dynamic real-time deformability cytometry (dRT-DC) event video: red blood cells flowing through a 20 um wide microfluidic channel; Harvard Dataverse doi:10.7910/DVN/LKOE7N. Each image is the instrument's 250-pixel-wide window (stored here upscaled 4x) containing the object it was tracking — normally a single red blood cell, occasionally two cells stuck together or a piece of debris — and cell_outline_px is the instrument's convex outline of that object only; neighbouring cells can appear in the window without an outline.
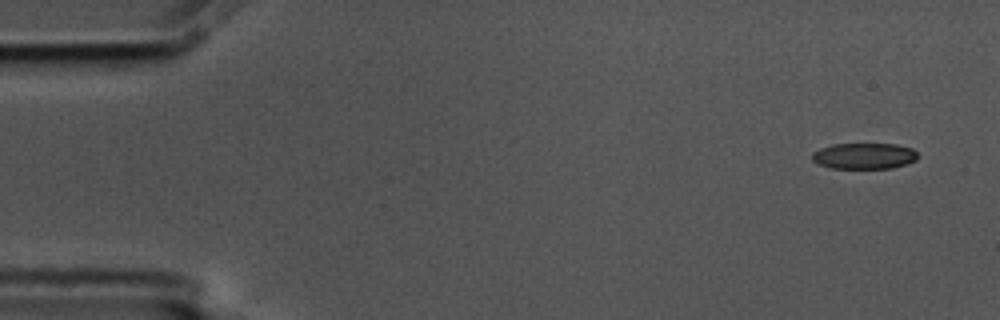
{"species": "common noctule bat (a hibernating species)", "species_latin": "Nyctalus noctula", "temperature_condition": "cold", "stored_images_in_passage": 9, "camera_frame_rate_fps": 3000, "um_per_image_px": 0.085, "animal": {"sex": "male", "body_mass_g": 17.5, "forearm_length_mm": 52.3}, "frame": {"image": 1, "passage_image": 1, "time_ms": 0.0, "image_size_px": [1000, 320], "cell_outline_px": [[916, 160], [908, 164], [892, 168], [832, 168], [820, 164], [812, 160], [812, 152], [820, 148], [832, 144], [896, 144], [912, 148], [916, 152]], "centroid_in_image_um": [73.46, 13.25], "position_along_channel_um": 11.5, "area_um2": 16.01}}